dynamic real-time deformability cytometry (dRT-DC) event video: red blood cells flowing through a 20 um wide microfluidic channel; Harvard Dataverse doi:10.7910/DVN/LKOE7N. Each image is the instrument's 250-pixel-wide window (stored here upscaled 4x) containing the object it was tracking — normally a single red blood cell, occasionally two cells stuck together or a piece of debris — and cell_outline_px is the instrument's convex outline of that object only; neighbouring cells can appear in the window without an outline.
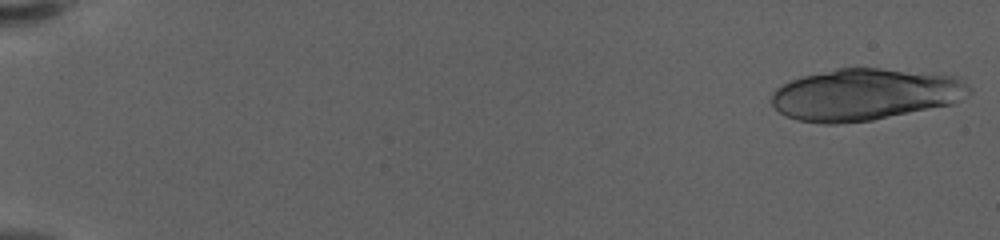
{"species": "human", "species_latin": "Homo sapiens", "temperature_condition": "warm", "stored_images_in_passage": 23, "camera_frame_rate_fps": 3000, "um_per_image_px": 0.085, "donor": {"sex": "female"}, "frame": {"image": 1, "passage_image": 1, "time_ms": 0.0, "image_size_px": [1000, 240], "cell_outline_px": [[972, 92], [960, 100], [952, 104], [872, 120], [836, 124], [824, 124], [796, 120], [780, 112], [772, 104], [772, 92], [776, 88], [788, 80], [800, 76], [836, 68], [880, 68], [956, 76], [964, 80], [972, 88]], "centroid_in_image_um": [73.52, 8.03], "position_along_channel_um": 11.5, "area_um2": 59.88}}
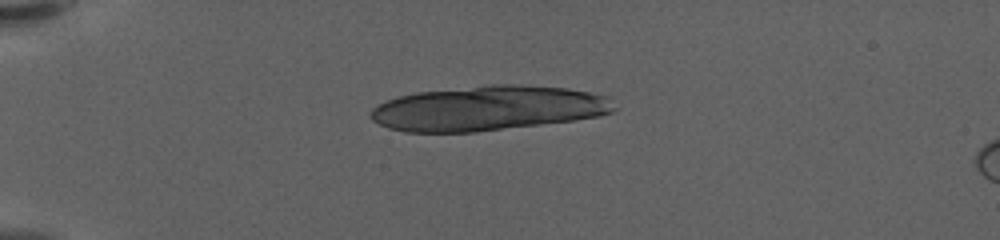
{"frame": {"image": 2, "passage_image": 15, "time_ms": 4.667, "image_size_px": [1000, 240], "cell_outline_px": [[616, 108], [612, 112], [600, 116], [576, 120], [476, 132], [404, 132], [388, 128], [372, 120], [368, 116], [372, 108], [376, 104], [400, 96], [416, 92], [492, 84], [520, 84], [568, 88], [608, 96]], "centroid_in_image_um": [41.48, 9.2], "position_along_channel_um": 43.5, "area_um2": 63.87}}